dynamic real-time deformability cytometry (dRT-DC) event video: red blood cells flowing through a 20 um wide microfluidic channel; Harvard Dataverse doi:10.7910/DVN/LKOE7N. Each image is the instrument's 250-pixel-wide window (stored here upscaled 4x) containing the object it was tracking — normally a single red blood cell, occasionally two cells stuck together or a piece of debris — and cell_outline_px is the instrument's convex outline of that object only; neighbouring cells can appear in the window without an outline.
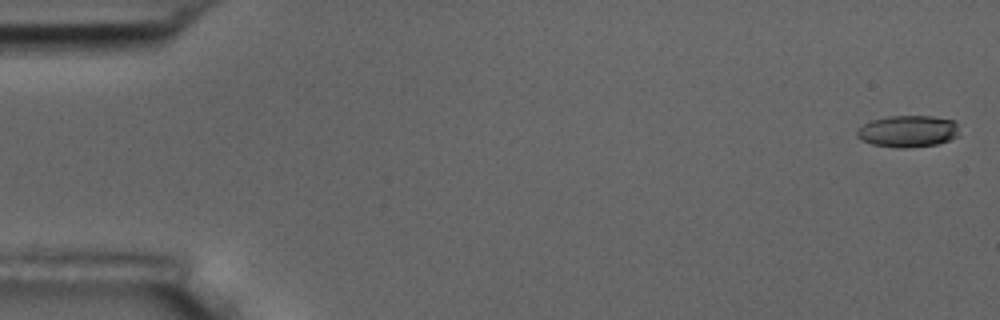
{"species": "common noctule bat (a hibernating species)", "species_latin": "Nyctalus noctula", "temperature_condition": "room temperature", "stored_images_in_passage": 5, "camera_frame_rate_fps": 3000, "um_per_image_px": 0.085, "animal": {"sex": "male", "body_mass_g": 17.5, "forearm_length_mm": 52.3}, "frame": {"image": 1, "passage_image": 1, "time_ms": 0.0, "image_size_px": [1000, 320], "cell_outline_px": [[960, 136], [936, 144], [904, 148], [896, 148], [872, 144], [860, 140], [856, 136], [856, 132], [864, 124], [872, 120], [888, 116], [932, 116], [956, 120]], "centroid_in_image_um": [77.2, 11.15], "position_along_channel_um": 7.8, "area_um2": 19.07}}
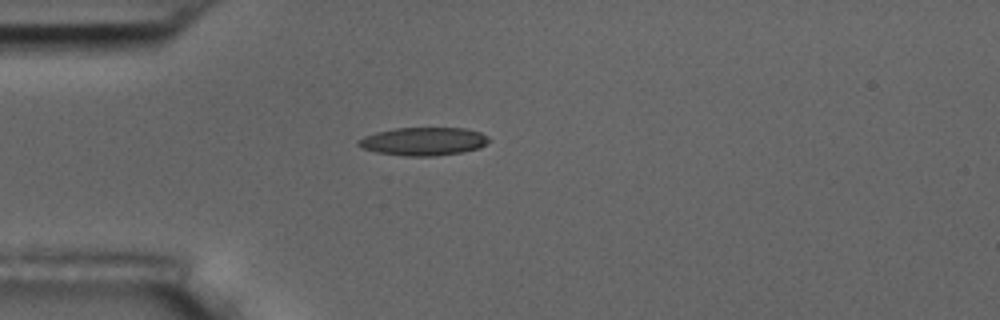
{"frame": {"image": 2, "passage_image": 5, "time_ms": 4.667, "image_size_px": [1000, 320], "cell_outline_px": [[488, 140], [480, 148], [460, 152], [436, 156], [404, 156], [376, 152], [364, 148], [356, 144], [356, 140], [364, 136], [376, 132], [396, 128], [464, 128], [480, 132], [488, 136]], "centroid_in_image_um": [35.96, 12.01], "position_along_channel_um": 49.0, "area_um2": 21.33}}